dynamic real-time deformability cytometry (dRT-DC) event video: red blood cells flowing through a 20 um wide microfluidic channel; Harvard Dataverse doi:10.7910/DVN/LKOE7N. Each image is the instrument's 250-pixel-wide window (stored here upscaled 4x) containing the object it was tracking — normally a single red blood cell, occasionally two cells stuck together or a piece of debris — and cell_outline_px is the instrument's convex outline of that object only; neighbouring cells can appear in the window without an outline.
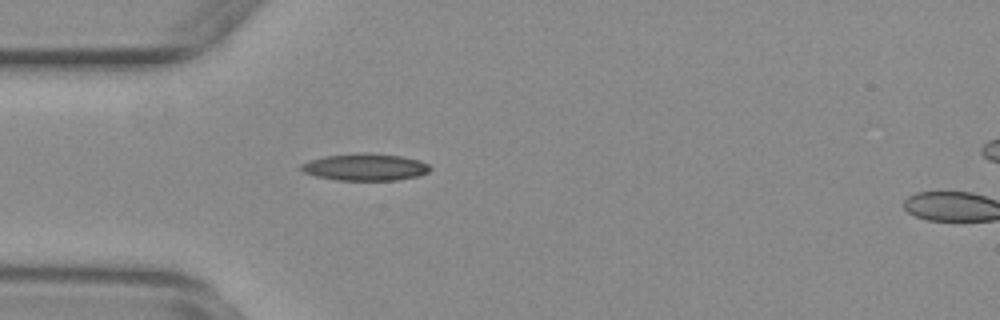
{"species": "common noctule bat (a hibernating species)", "species_latin": "Nyctalus noctula", "temperature_condition": "warm", "stored_images_in_passage": 40, "camera_frame_rate_fps": 3000, "um_per_image_px": 0.085, "animal": {"sex": "female", "body_mass_g": 29.2, "forearm_length_mm": 56.3}, "frame": {"image": 1, "passage_image": 1, "time_ms": 0.0, "image_size_px": [1000, 320], "cell_outline_px": [[432, 168], [428, 172], [420, 176], [396, 180], [336, 180], [316, 176], [304, 172], [300, 168], [300, 164], [308, 160], [324, 156], [400, 156], [420, 160], [428, 164]], "centroid_in_image_um": [31.05, 14.26], "position_along_channel_um": 53.9, "area_um2": 19.31}}
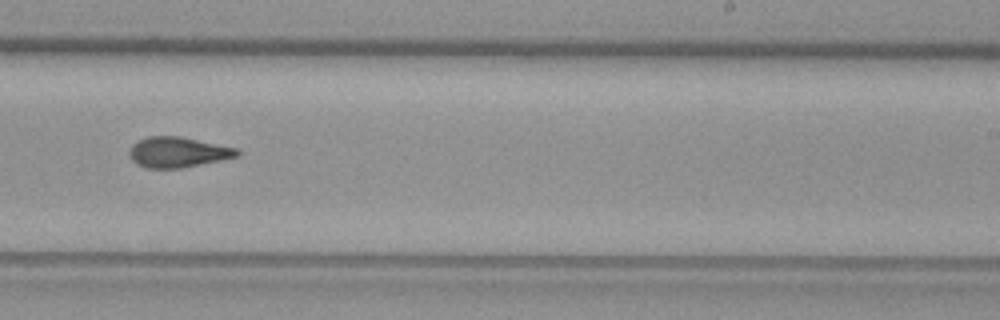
{"frame": {"image": 2, "passage_image": 19, "time_ms": 6.0, "image_size_px": [1000, 320], "cell_outline_px": [[240, 156], [180, 168], [144, 168], [136, 164], [132, 160], [128, 152], [132, 144], [148, 136], [180, 136], [236, 148], [240, 152]], "centroid_in_image_um": [15.09, 12.94], "position_along_channel_um": 273.9, "area_um2": 19.02}}
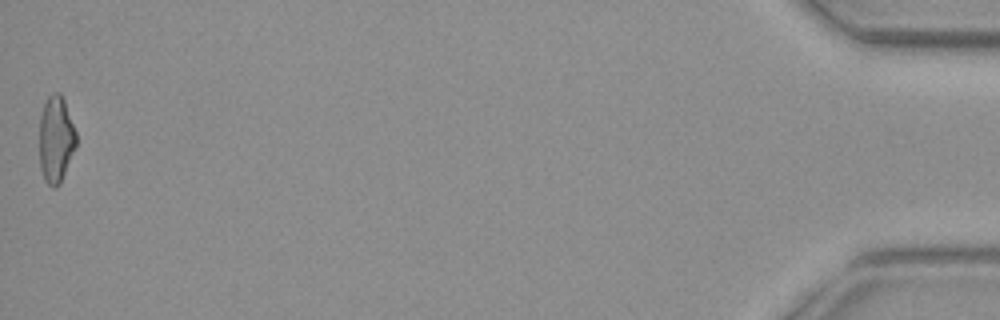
{"frame": {"image": 3, "passage_image": 40, "time_ms": 13.0, "image_size_px": [1000, 320], "cell_outline_px": [[76, 148], [60, 184], [56, 188], [52, 188], [44, 180], [40, 168], [40, 116], [44, 104], [48, 96], [52, 92], [60, 92], [64, 100], [76, 132]], "centroid_in_image_um": [4.76, 11.86], "position_along_channel_um": 430.4, "area_um2": 18.73}, "authors_computed_cell_mechanics": {"area_um2": 18.9873, "velocity_mm_per_s": 3.7574, "shape_relaxation_time_tau1_ms": null, "shape_relaxation_time_tau2_ms": 3.9949, "deformation_change_tau1": null, "deformation_change_tau2": 0.1315}}